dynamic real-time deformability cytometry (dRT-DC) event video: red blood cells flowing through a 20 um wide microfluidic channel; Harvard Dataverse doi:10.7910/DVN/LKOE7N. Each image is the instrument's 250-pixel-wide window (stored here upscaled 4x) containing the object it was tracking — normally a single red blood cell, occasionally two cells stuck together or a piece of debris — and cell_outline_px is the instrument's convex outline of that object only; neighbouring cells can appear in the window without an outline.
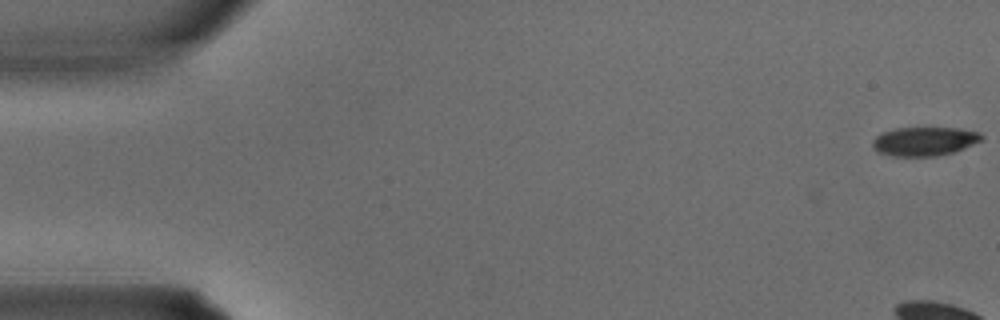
{"species": "common noctule bat (a hibernating species)", "species_latin": "Nyctalus noctula", "temperature_condition": "warm", "stored_images_in_passage": 4, "camera_frame_rate_fps": 3000, "um_per_image_px": 0.085, "animal": {"sex": "male", "body_mass_g": 15.6}, "frame": {"image": 1, "passage_image": 1, "time_ms": 0.0, "image_size_px": [1000, 320], "cell_outline_px": [[984, 140], [964, 148], [952, 152], [936, 156], [892, 156], [876, 152], [872, 148], [872, 140], [880, 132], [896, 128], [960, 128], [980, 132], [984, 136]], "centroid_in_image_um": [78.56, 12.01], "position_along_channel_um": 6.4, "area_um2": 18.61}}